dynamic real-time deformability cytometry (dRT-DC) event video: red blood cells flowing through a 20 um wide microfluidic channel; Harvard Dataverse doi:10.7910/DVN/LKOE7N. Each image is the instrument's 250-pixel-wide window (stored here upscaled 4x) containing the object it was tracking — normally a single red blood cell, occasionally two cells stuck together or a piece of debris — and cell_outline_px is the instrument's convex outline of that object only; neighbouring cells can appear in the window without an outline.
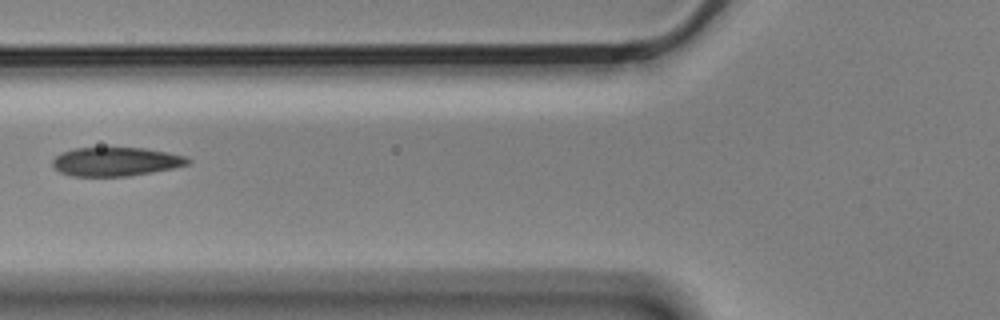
{"species": "Egyptian fruit bat (a non-hibernating species)", "species_latin": "Rousettus aegyptiacus", "temperature_condition": "cold", "stored_images_in_passage": 4, "camera_frame_rate_fps": 3000, "um_per_image_px": 0.085, "animal": {"sex": "male"}, "frame": {"image": 1, "passage_image": 2, "time_ms": 0.333, "image_size_px": [1000, 320], "cell_outline_px": [[192, 160], [188, 164], [172, 168], [152, 172], [128, 176], [72, 176], [60, 172], [52, 164], [52, 160], [60, 152], [76, 148], [144, 148], [168, 152], [184, 156]], "centroid_in_image_um": [9.83, 13.74], "position_along_channel_um": 116.0, "area_um2": 22.6}}
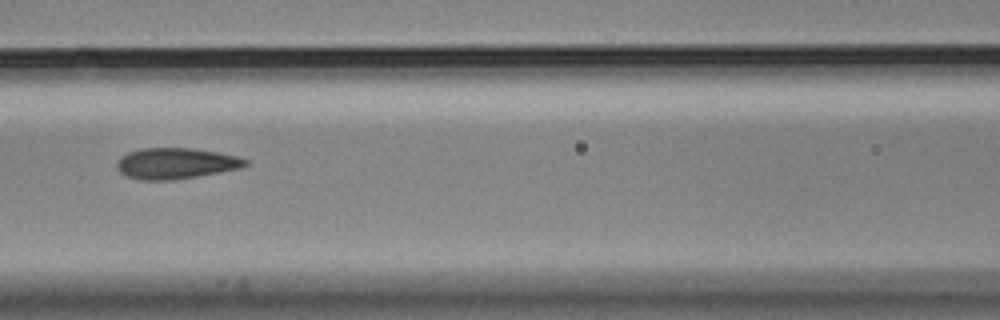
{"frame": {"image": 2, "passage_image": 3, "time_ms": 0.667, "image_size_px": [1000, 320], "cell_outline_px": [[248, 164], [240, 168], [220, 172], [172, 180], [140, 180], [128, 176], [120, 172], [116, 168], [116, 164], [120, 156], [128, 152], [140, 148], [192, 148], [216, 152], [236, 156], [248, 160]], "centroid_in_image_um": [14.91, 13.88], "position_along_channel_um": 151.7, "area_um2": 23.12}}
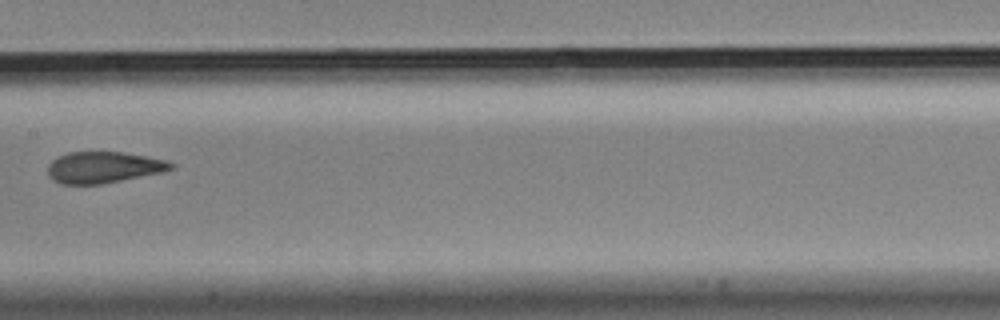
{"frame": {"image": 3, "passage_image": 4, "time_ms": 1.0, "image_size_px": [1000, 320], "cell_outline_px": [[176, 168], [164, 172], [104, 184], [60, 184], [52, 180], [48, 176], [48, 164], [52, 160], [68, 152], [120, 152], [148, 156], [168, 160], [176, 164]], "centroid_in_image_um": [8.85, 14.23], "position_along_channel_um": 198.5, "area_um2": 22.89}}